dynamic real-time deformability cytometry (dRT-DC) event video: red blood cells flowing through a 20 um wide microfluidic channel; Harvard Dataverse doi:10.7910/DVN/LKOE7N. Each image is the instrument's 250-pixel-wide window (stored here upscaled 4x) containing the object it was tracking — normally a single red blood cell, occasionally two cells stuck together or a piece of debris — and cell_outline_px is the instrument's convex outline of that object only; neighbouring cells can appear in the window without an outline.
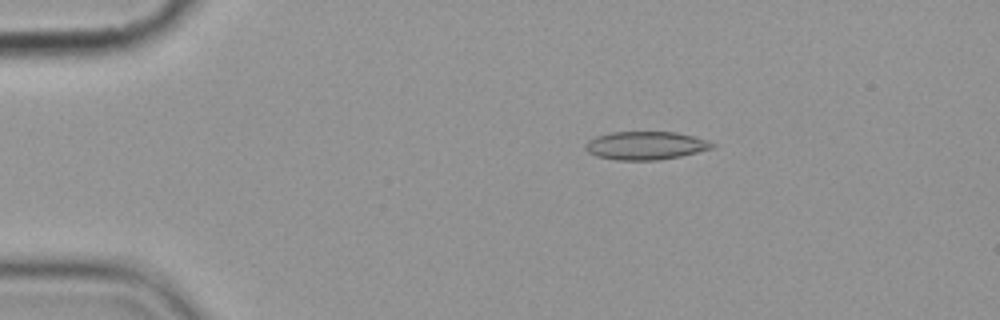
{"species": "common noctule bat (a hibernating species)", "species_latin": "Nyctalus noctula", "temperature_condition": "cold", "stored_images_in_passage": 5, "camera_frame_rate_fps": 3000, "um_per_image_px": 0.085, "animal": {"sex": "female", "body_mass_g": 19.9}, "frame": {"image": 1, "passage_image": 1, "time_ms": 0.0, "image_size_px": [1000, 320], "cell_outline_px": [[716, 144], [712, 148], [680, 156], [660, 160], [616, 160], [596, 156], [588, 152], [584, 148], [584, 144], [588, 140], [596, 136], [612, 132], [676, 132], [692, 136]], "centroid_in_image_um": [54.81, 12.37], "position_along_channel_um": 30.2, "area_um2": 20.75}}
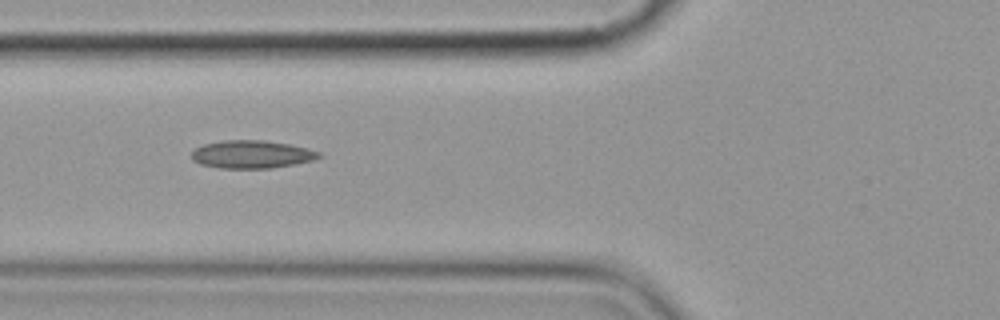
{"frame": {"image": 2, "passage_image": 4, "time_ms": 3.667, "image_size_px": [1000, 320], "cell_outline_px": [[324, 156], [312, 160], [272, 168], [220, 168], [200, 164], [192, 160], [192, 152], [196, 148], [204, 144], [224, 140], [264, 140], [288, 144], [308, 148], [320, 152]], "centroid_in_image_um": [21.4, 13.12], "position_along_channel_um": 104.4, "area_um2": 20.63}}
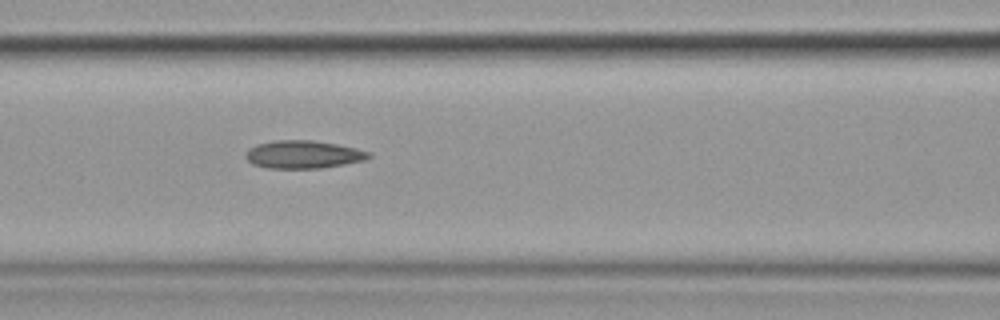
{"frame": {"image": 3, "passage_image": 5, "time_ms": 4.667, "image_size_px": [1000, 320], "cell_outline_px": [[372, 156], [364, 160], [344, 164], [320, 168], [268, 168], [252, 164], [244, 156], [248, 148], [256, 144], [272, 140], [312, 140], [336, 144], [356, 148], [372, 152]], "centroid_in_image_um": [25.76, 13.12], "position_along_channel_um": 140.8, "area_um2": 20.11}}